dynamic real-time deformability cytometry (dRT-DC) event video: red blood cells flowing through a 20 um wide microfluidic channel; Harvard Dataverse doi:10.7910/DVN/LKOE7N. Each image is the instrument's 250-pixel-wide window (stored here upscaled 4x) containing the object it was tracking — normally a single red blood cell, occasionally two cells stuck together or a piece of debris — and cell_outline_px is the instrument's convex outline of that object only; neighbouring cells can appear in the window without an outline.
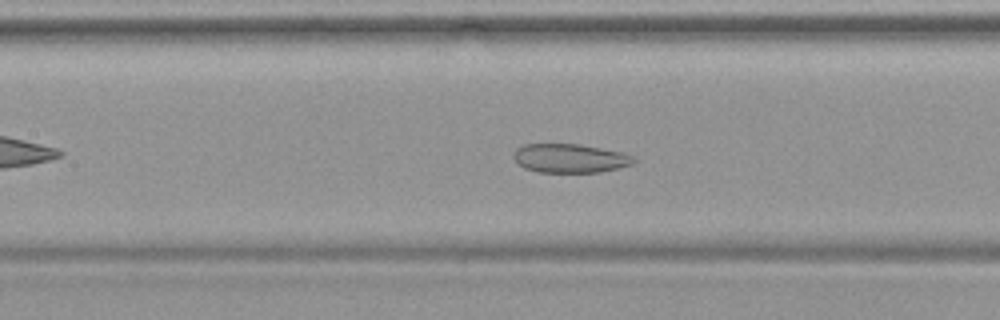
{"species": "common noctule bat (a hibernating species)", "species_latin": "Nyctalus noctula", "temperature_condition": "warm", "stored_images_in_passage": 48, "camera_frame_rate_fps": 3000, "um_per_image_px": 0.085, "animal": {"sex": "female", "body_mass_g": 19.9}, "frame": {"image": 1, "passage_image": 22, "time_ms": 7.0, "image_size_px": [1000, 320], "cell_outline_px": [[636, 160], [632, 164], [600, 172], [536, 172], [524, 168], [512, 156], [516, 148], [524, 144], [580, 144], [624, 152], [636, 156]], "centroid_in_image_um": [48.47, 13.44], "position_along_channel_um": 158.9, "area_um2": 20.35}}
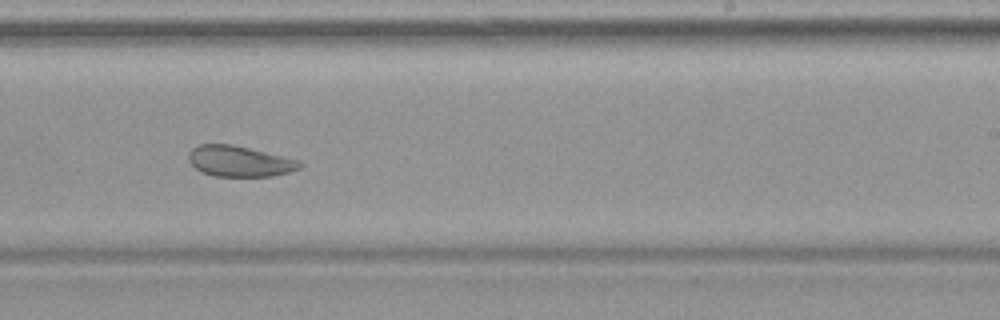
{"frame": {"image": 2, "passage_image": 30, "time_ms": 9.667, "image_size_px": [1000, 320], "cell_outline_px": [[304, 164], [300, 168], [288, 172], [272, 176], [212, 176], [200, 172], [188, 160], [188, 152], [196, 144], [232, 144], [300, 160]], "centroid_in_image_um": [20.33, 13.7], "position_along_channel_um": 268.7, "area_um2": 20.06}}
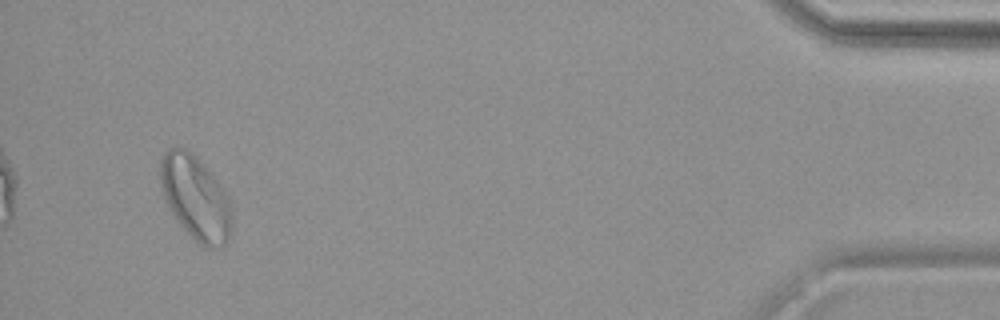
{"frame": {"image": 3, "passage_image": 46, "time_ms": 15.0, "image_size_px": [1000, 320], "cell_outline_px": [[232, 232], [228, 240], [224, 244], [216, 248], [208, 248], [200, 244], [176, 220], [168, 208], [164, 200], [160, 188], [160, 160], [164, 152], [168, 148], [188, 148], [200, 160], [228, 196], [232, 212]], "centroid_in_image_um": [16.6, 16.81], "position_along_channel_um": 418.6, "area_um2": 35.2}}